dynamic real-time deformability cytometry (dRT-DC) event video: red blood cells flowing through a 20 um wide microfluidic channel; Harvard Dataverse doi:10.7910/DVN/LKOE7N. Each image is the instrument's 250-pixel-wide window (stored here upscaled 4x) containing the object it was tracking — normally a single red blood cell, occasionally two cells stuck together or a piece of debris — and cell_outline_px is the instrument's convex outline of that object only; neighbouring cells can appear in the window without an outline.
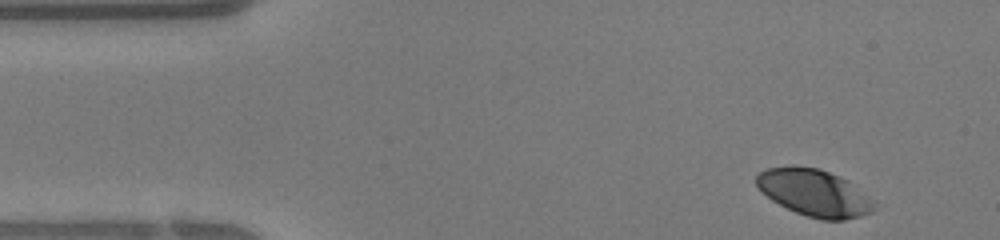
{"species": "human", "species_latin": "Homo sapiens", "temperature_condition": "warm", "stored_images_in_passage": 9, "camera_frame_rate_fps": 3000, "um_per_image_px": 0.085, "donor": {"sex": "female"}, "frame": {"image": 1, "passage_image": 1, "time_ms": 0.0, "image_size_px": [1000, 240], "cell_outline_px": [[876, 208], [872, 212], [860, 216], [844, 220], [820, 220], [796, 212], [772, 200], [756, 184], [756, 176], [760, 172], [768, 168], [788, 164], [792, 164], [820, 168], [840, 176], [848, 180], [872, 200]], "centroid_in_image_um": [69.21, 16.36], "position_along_channel_um": 15.8, "area_um2": 32.19}}